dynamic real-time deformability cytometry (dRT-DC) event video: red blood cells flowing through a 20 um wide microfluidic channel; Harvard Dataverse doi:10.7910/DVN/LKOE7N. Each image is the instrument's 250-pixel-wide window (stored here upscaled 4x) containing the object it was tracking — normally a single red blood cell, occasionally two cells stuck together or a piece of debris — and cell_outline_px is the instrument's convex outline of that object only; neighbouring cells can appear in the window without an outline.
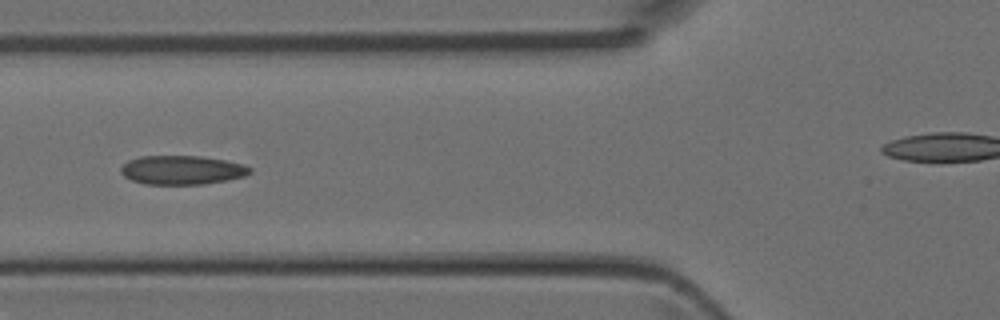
{"species": "Egyptian fruit bat (a non-hibernating species)", "species_latin": "Rousettus aegyptiacus", "temperature_condition": "room temperature", "stored_images_in_passage": 3, "camera_frame_rate_fps": 3000, "um_per_image_px": 0.085, "animal": {"sex": "female"}, "frame": {"image": 1, "passage_image": 3, "time_ms": 0.667, "image_size_px": [1000, 320], "cell_outline_px": [[252, 172], [244, 176], [204, 184], [144, 184], [132, 180], [124, 176], [120, 172], [120, 168], [128, 160], [140, 156], [200, 156], [224, 160], [244, 164], [252, 168]], "centroid_in_image_um": [15.45, 14.45], "position_along_channel_um": 110.3, "area_um2": 21.73}}